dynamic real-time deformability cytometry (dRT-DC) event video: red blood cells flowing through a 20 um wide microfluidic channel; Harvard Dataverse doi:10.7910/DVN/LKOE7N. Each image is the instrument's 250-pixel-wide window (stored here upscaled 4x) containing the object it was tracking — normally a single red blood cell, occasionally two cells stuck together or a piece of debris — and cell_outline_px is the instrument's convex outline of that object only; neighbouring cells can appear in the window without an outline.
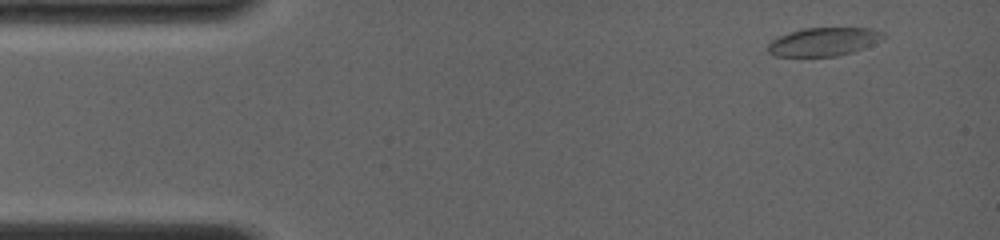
{"species": "common noctule bat (a hibernating species)", "species_latin": "Nyctalus noctula", "temperature_condition": "room temperature", "stored_images_in_passage": 10, "camera_frame_rate_fps": 4000, "um_per_image_px": 0.085, "animal": {"sex": "female", "body_mass_g": 19.0, "forearm_length_mm": 56.7}, "frame": {"image": 1, "passage_image": 2, "time_ms": 0.5, "image_size_px": [1000, 240], "cell_outline_px": [[884, 36], [872, 44], [864, 48], [852, 52], [836, 56], [772, 56], [768, 52], [768, 44], [776, 36], [804, 28], [872, 28], [884, 32]], "centroid_in_image_um": [69.97, 3.54], "position_along_channel_um": 15.0, "area_um2": 19.02}}
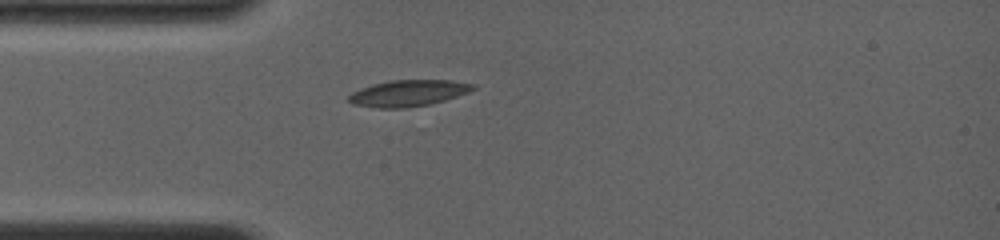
{"frame": {"image": 2, "passage_image": 8, "time_ms": 3.5, "image_size_px": [1000, 240], "cell_outline_px": [[476, 88], [468, 92], [444, 100], [428, 104], [408, 108], [376, 108], [352, 104], [348, 100], [348, 96], [352, 92], [360, 88], [372, 84], [388, 80], [452, 80], [476, 84]], "centroid_in_image_um": [34.68, 7.91], "position_along_channel_um": 50.3, "area_um2": 19.19}}
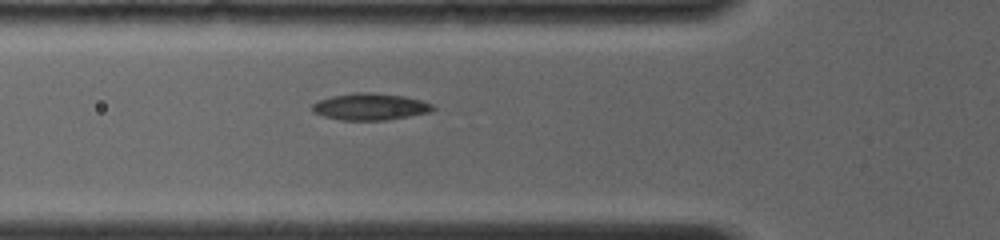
{"frame": {"image": 3, "passage_image": 10, "time_ms": 4.75, "image_size_px": [1000, 240], "cell_outline_px": [[436, 108], [432, 112], [384, 120], [340, 120], [324, 116], [312, 112], [312, 104], [316, 100], [332, 96], [356, 92], [372, 92], [404, 96], [420, 100], [432, 104]], "centroid_in_image_um": [31.44, 9.06], "position_along_channel_um": 94.4, "area_um2": 18.9}}